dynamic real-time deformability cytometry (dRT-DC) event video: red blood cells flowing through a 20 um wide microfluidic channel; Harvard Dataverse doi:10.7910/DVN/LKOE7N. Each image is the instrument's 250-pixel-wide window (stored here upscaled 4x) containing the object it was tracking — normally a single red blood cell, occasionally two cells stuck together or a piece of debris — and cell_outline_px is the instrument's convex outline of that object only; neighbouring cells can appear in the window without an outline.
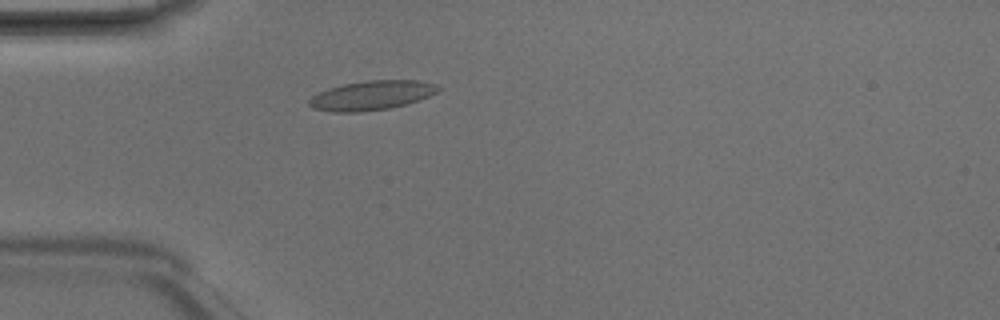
{"species": "Egyptian fruit bat (a non-hibernating species)", "species_latin": "Rousettus aegyptiacus", "temperature_condition": "room temperature", "stored_images_in_passage": 1, "camera_frame_rate_fps": 3000, "um_per_image_px": 0.085, "animal": {"sex": "male"}, "frame": {"image": 1, "passage_image": 1, "time_ms": 0.0, "image_size_px": [1000, 320], "cell_outline_px": [[444, 88], [420, 100], [408, 104], [388, 108], [360, 112], [328, 112], [312, 108], [308, 104], [308, 100], [312, 96], [328, 88], [344, 84], [368, 80], [416, 80], [436, 84]], "centroid_in_image_um": [31.59, 8.11], "position_along_channel_um": 53.4, "area_um2": 22.2}}